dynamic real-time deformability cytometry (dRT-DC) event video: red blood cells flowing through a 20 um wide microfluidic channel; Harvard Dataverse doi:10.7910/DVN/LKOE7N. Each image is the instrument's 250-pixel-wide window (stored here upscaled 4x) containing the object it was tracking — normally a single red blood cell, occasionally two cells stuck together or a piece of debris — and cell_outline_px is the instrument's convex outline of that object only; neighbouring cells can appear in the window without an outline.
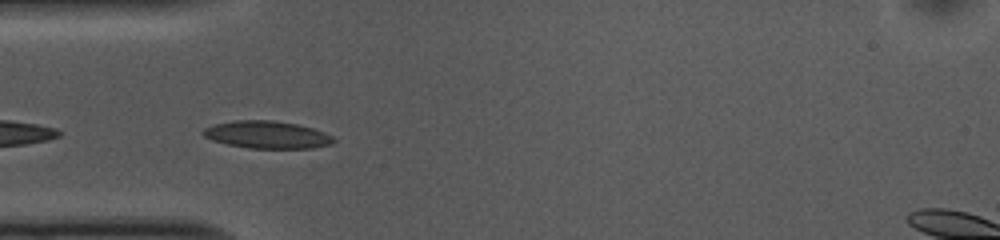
{"species": "common noctule bat (a hibernating species)", "species_latin": "Nyctalus noctula", "temperature_condition": "cold", "stored_images_in_passage": 17, "camera_frame_rate_fps": 3000, "um_per_image_px": 0.085, "animal": {"sex": "female", "body_mass_g": 10.0, "forearm_length_mm": 53.1}, "frame": {"image": 1, "passage_image": 1, "time_ms": 0.0, "image_size_px": [1000, 240], "cell_outline_px": [[336, 140], [332, 144], [312, 148], [248, 148], [228, 144], [212, 140], [204, 136], [200, 132], [204, 128], [216, 124], [236, 120], [272, 120], [296, 124], [312, 128], [324, 132], [332, 136]], "centroid_in_image_um": [22.7, 11.45], "position_along_channel_um": 62.3, "area_um2": 20.75}}